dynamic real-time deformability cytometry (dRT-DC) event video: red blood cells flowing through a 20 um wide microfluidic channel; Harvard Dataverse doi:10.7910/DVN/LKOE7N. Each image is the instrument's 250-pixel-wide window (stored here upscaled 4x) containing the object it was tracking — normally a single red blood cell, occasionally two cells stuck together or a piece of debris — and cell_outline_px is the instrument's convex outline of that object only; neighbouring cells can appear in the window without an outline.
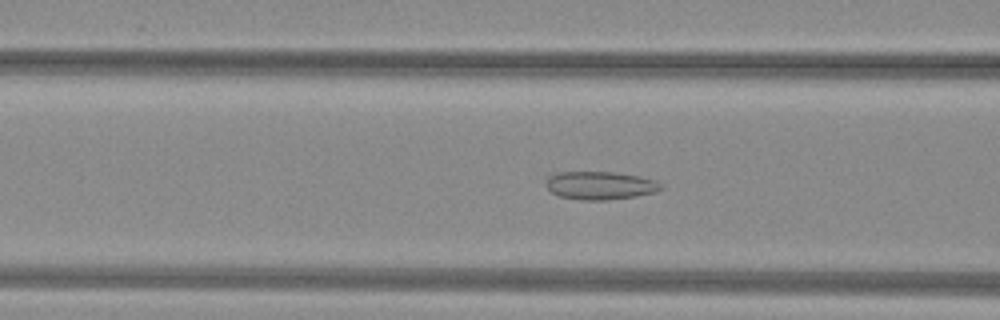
{"species": "common noctule bat (a hibernating species)", "species_latin": "Nyctalus noctula", "temperature_condition": "warm", "stored_images_in_passage": 41, "camera_frame_rate_fps": 3000, "um_per_image_px": 0.085, "animal": {"sex": "female", "body_mass_g": 29.2, "forearm_length_mm": 56.3}, "frame": {"image": 1, "passage_image": 10, "time_ms": 3.0, "image_size_px": [1000, 320], "cell_outline_px": [[656, 188], [652, 192], [632, 196], [560, 196], [552, 192], [548, 188], [548, 180], [552, 176], [564, 172], [608, 172], [632, 176], [648, 180]], "centroid_in_image_um": [50.85, 15.69], "position_along_channel_um": 115.7, "area_um2": 15.9}}
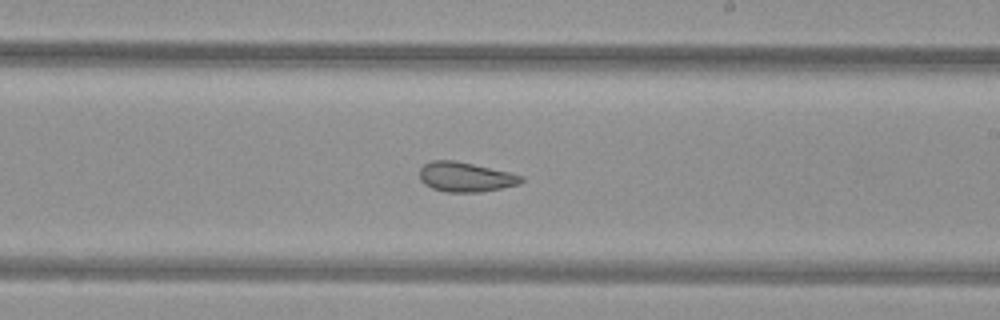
{"frame": {"image": 2, "passage_image": 20, "time_ms": 6.333, "image_size_px": [1000, 320], "cell_outline_px": [[524, 180], [516, 184], [500, 188], [472, 192], [452, 192], [436, 188], [428, 184], [420, 176], [420, 168], [424, 164], [436, 160], [448, 160], [468, 164], [504, 172], [520, 176]], "centroid_in_image_um": [39.53, 15.04], "position_along_channel_um": 249.5, "area_um2": 16.24}}
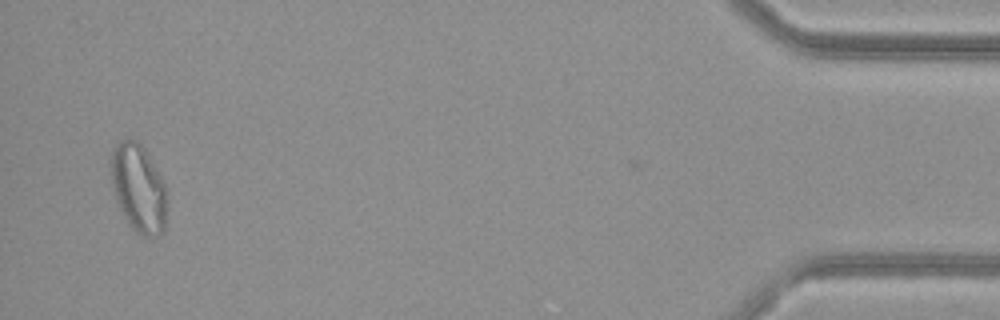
{"frame": {"image": 3, "passage_image": 39, "time_ms": 12.667, "image_size_px": [1000, 320], "cell_outline_px": [[164, 220], [160, 228], [144, 232], [136, 228], [128, 216], [120, 200], [116, 188], [116, 152], [120, 144], [124, 144], [136, 148], [140, 152], [160, 184], [164, 192]], "centroid_in_image_um": [11.81, 16.12], "position_along_channel_um": 423.4, "area_um2": 21.68}, "authors_computed_cell_mechanics": {"area_um2": 16.473, "velocity_mm_per_s": 4.0197, "shape_relaxation_time_tau1_ms": null, "shape_relaxation_time_tau2_ms": 1.9131, "deformation_change_tau1": null, "deformation_change_tau2": 0.0844}}